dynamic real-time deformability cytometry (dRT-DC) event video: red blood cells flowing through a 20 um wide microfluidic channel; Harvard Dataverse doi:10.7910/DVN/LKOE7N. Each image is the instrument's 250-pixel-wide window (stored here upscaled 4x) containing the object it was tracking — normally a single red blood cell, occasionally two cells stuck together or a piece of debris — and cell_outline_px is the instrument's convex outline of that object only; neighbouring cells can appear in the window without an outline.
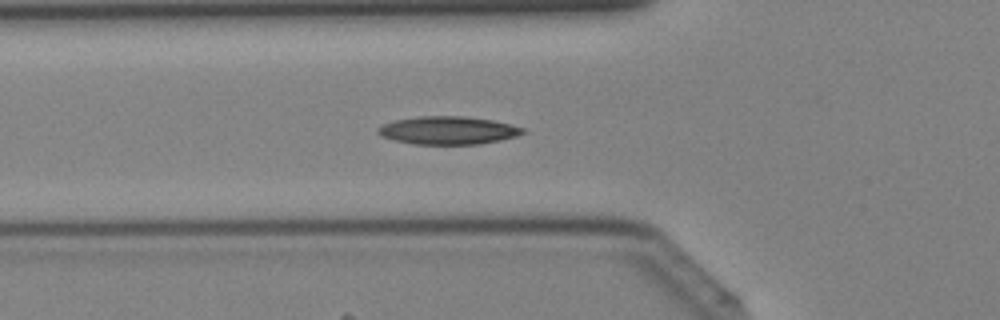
{"species": "Egyptian fruit bat (a non-hibernating species)", "species_latin": "Rousettus aegyptiacus", "temperature_condition": "cold", "stored_images_in_passage": 41, "camera_frame_rate_fps": 3000, "um_per_image_px": 0.085, "animal": {"sex": "female"}, "frame": {"image": 1, "passage_image": 14, "time_ms": 4.333, "image_size_px": [1000, 320], "cell_outline_px": [[524, 132], [516, 136], [500, 140], [480, 144], [412, 144], [380, 136], [376, 132], [376, 128], [384, 124], [396, 120], [416, 116], [460, 116], [492, 120], [524, 128]], "centroid_in_image_um": [38.04, 11.08], "position_along_channel_um": 87.8, "area_um2": 23.47}}
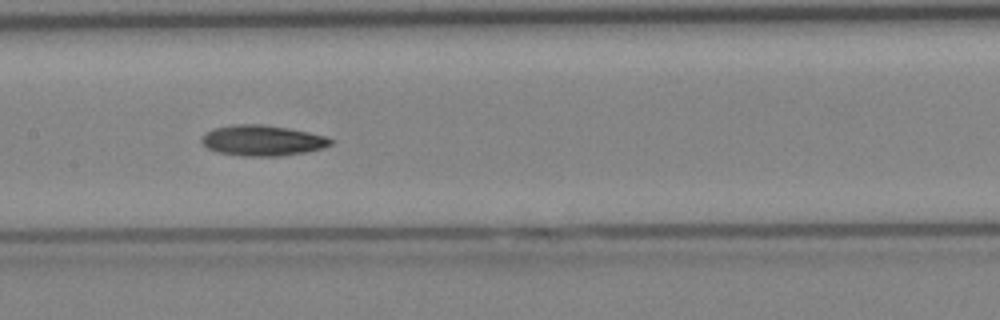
{"frame": {"image": 2, "passage_image": 20, "time_ms": 6.333, "image_size_px": [1000, 320], "cell_outline_px": [[332, 144], [320, 148], [304, 152], [280, 156], [244, 156], [216, 152], [208, 148], [200, 140], [204, 132], [212, 128], [232, 124], [260, 124], [288, 128], [308, 132], [324, 136], [332, 140]], "centroid_in_image_um": [22.23, 11.93], "position_along_channel_um": 185.2, "area_um2": 22.95}}
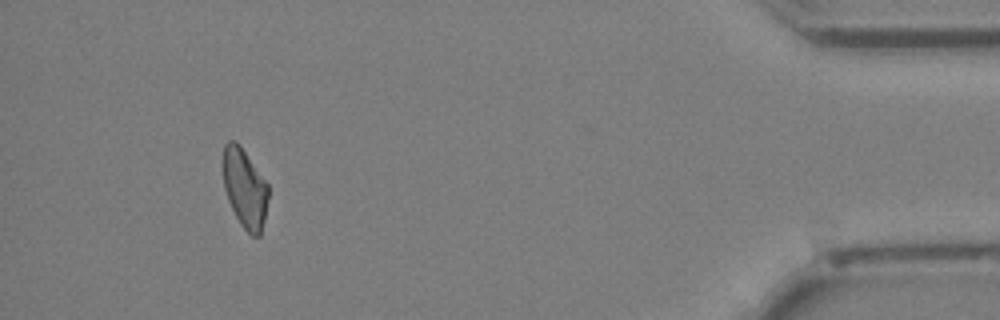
{"frame": {"image": 3, "passage_image": 38, "time_ms": 12.333, "image_size_px": [1000, 320], "cell_outline_px": [[268, 200], [264, 220], [260, 236], [252, 236], [240, 224], [228, 200], [224, 188], [220, 164], [220, 160], [224, 144], [228, 140], [236, 140], [240, 144], [268, 184]], "centroid_in_image_um": [20.76, 15.93], "position_along_channel_um": 414.4, "area_um2": 21.44}}